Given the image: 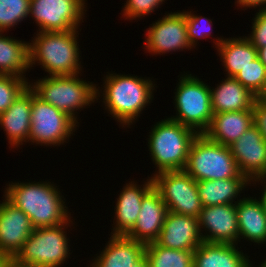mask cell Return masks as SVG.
I'll list each match as a JSON object with an SVG mask.
<instances>
[{
	"label": "cell",
	"mask_w": 266,
	"mask_h": 267,
	"mask_svg": "<svg viewBox=\"0 0 266 267\" xmlns=\"http://www.w3.org/2000/svg\"><path fill=\"white\" fill-rule=\"evenodd\" d=\"M60 194L50 182H18L9 183L4 196L28 215L35 228H42L62 225L71 219Z\"/></svg>",
	"instance_id": "obj_1"
},
{
	"label": "cell",
	"mask_w": 266,
	"mask_h": 267,
	"mask_svg": "<svg viewBox=\"0 0 266 267\" xmlns=\"http://www.w3.org/2000/svg\"><path fill=\"white\" fill-rule=\"evenodd\" d=\"M77 29L58 32H37L29 43V67L40 63L50 75L79 74Z\"/></svg>",
	"instance_id": "obj_2"
},
{
	"label": "cell",
	"mask_w": 266,
	"mask_h": 267,
	"mask_svg": "<svg viewBox=\"0 0 266 267\" xmlns=\"http://www.w3.org/2000/svg\"><path fill=\"white\" fill-rule=\"evenodd\" d=\"M103 102L109 113L122 125H131L150 100L154 85L150 79L109 74L105 77ZM131 123V124H130Z\"/></svg>",
	"instance_id": "obj_3"
},
{
	"label": "cell",
	"mask_w": 266,
	"mask_h": 267,
	"mask_svg": "<svg viewBox=\"0 0 266 267\" xmlns=\"http://www.w3.org/2000/svg\"><path fill=\"white\" fill-rule=\"evenodd\" d=\"M149 133L148 146L157 173L184 170L190 146L198 133L170 118L157 122Z\"/></svg>",
	"instance_id": "obj_4"
},
{
	"label": "cell",
	"mask_w": 266,
	"mask_h": 267,
	"mask_svg": "<svg viewBox=\"0 0 266 267\" xmlns=\"http://www.w3.org/2000/svg\"><path fill=\"white\" fill-rule=\"evenodd\" d=\"M35 95L43 102L53 105L66 113L76 123L75 111L98 100L100 94L96 85L80 80L75 75H50L42 80L38 79L33 85L29 84ZM98 95V96H97Z\"/></svg>",
	"instance_id": "obj_5"
},
{
	"label": "cell",
	"mask_w": 266,
	"mask_h": 267,
	"mask_svg": "<svg viewBox=\"0 0 266 267\" xmlns=\"http://www.w3.org/2000/svg\"><path fill=\"white\" fill-rule=\"evenodd\" d=\"M196 182L237 178L241 172L230 147L198 134L193 140L184 169Z\"/></svg>",
	"instance_id": "obj_6"
},
{
	"label": "cell",
	"mask_w": 266,
	"mask_h": 267,
	"mask_svg": "<svg viewBox=\"0 0 266 267\" xmlns=\"http://www.w3.org/2000/svg\"><path fill=\"white\" fill-rule=\"evenodd\" d=\"M70 222L68 220L62 225L35 228L21 251L11 261V267L61 266L70 254L69 239L64 231Z\"/></svg>",
	"instance_id": "obj_7"
},
{
	"label": "cell",
	"mask_w": 266,
	"mask_h": 267,
	"mask_svg": "<svg viewBox=\"0 0 266 267\" xmlns=\"http://www.w3.org/2000/svg\"><path fill=\"white\" fill-rule=\"evenodd\" d=\"M180 79L174 100L178 112L170 119L203 134L214 115L210 87L191 74L182 75Z\"/></svg>",
	"instance_id": "obj_8"
},
{
	"label": "cell",
	"mask_w": 266,
	"mask_h": 267,
	"mask_svg": "<svg viewBox=\"0 0 266 267\" xmlns=\"http://www.w3.org/2000/svg\"><path fill=\"white\" fill-rule=\"evenodd\" d=\"M152 179L168 211L199 217L203 205L197 182L185 170L155 173Z\"/></svg>",
	"instance_id": "obj_9"
},
{
	"label": "cell",
	"mask_w": 266,
	"mask_h": 267,
	"mask_svg": "<svg viewBox=\"0 0 266 267\" xmlns=\"http://www.w3.org/2000/svg\"><path fill=\"white\" fill-rule=\"evenodd\" d=\"M77 123L66 113L43 102L32 90L30 142L60 145L74 132Z\"/></svg>",
	"instance_id": "obj_10"
},
{
	"label": "cell",
	"mask_w": 266,
	"mask_h": 267,
	"mask_svg": "<svg viewBox=\"0 0 266 267\" xmlns=\"http://www.w3.org/2000/svg\"><path fill=\"white\" fill-rule=\"evenodd\" d=\"M84 4V0H30L29 16L39 32L69 31L78 29L86 12Z\"/></svg>",
	"instance_id": "obj_11"
},
{
	"label": "cell",
	"mask_w": 266,
	"mask_h": 267,
	"mask_svg": "<svg viewBox=\"0 0 266 267\" xmlns=\"http://www.w3.org/2000/svg\"><path fill=\"white\" fill-rule=\"evenodd\" d=\"M239 171L250 182L266 183V140L253 124L230 146Z\"/></svg>",
	"instance_id": "obj_12"
},
{
	"label": "cell",
	"mask_w": 266,
	"mask_h": 267,
	"mask_svg": "<svg viewBox=\"0 0 266 267\" xmlns=\"http://www.w3.org/2000/svg\"><path fill=\"white\" fill-rule=\"evenodd\" d=\"M146 48L149 53L163 54L170 51L191 49L188 39L185 12L168 13L147 30Z\"/></svg>",
	"instance_id": "obj_13"
},
{
	"label": "cell",
	"mask_w": 266,
	"mask_h": 267,
	"mask_svg": "<svg viewBox=\"0 0 266 267\" xmlns=\"http://www.w3.org/2000/svg\"><path fill=\"white\" fill-rule=\"evenodd\" d=\"M4 200L0 203V254L11 262L35 227L26 213Z\"/></svg>",
	"instance_id": "obj_14"
},
{
	"label": "cell",
	"mask_w": 266,
	"mask_h": 267,
	"mask_svg": "<svg viewBox=\"0 0 266 267\" xmlns=\"http://www.w3.org/2000/svg\"><path fill=\"white\" fill-rule=\"evenodd\" d=\"M198 221L203 241L224 244H237L239 241L236 204L203 207ZM201 228L209 231V235H203Z\"/></svg>",
	"instance_id": "obj_15"
},
{
	"label": "cell",
	"mask_w": 266,
	"mask_h": 267,
	"mask_svg": "<svg viewBox=\"0 0 266 267\" xmlns=\"http://www.w3.org/2000/svg\"><path fill=\"white\" fill-rule=\"evenodd\" d=\"M155 242L170 249L195 251L203 242L198 218L168 211Z\"/></svg>",
	"instance_id": "obj_16"
},
{
	"label": "cell",
	"mask_w": 266,
	"mask_h": 267,
	"mask_svg": "<svg viewBox=\"0 0 266 267\" xmlns=\"http://www.w3.org/2000/svg\"><path fill=\"white\" fill-rule=\"evenodd\" d=\"M168 213L166 203L153 186L142 198L141 210L133 229L126 235L145 245L158 238Z\"/></svg>",
	"instance_id": "obj_17"
},
{
	"label": "cell",
	"mask_w": 266,
	"mask_h": 267,
	"mask_svg": "<svg viewBox=\"0 0 266 267\" xmlns=\"http://www.w3.org/2000/svg\"><path fill=\"white\" fill-rule=\"evenodd\" d=\"M32 89L28 86L13 102L0 114V125L6 131L9 144L18 146L29 141L31 130Z\"/></svg>",
	"instance_id": "obj_18"
},
{
	"label": "cell",
	"mask_w": 266,
	"mask_h": 267,
	"mask_svg": "<svg viewBox=\"0 0 266 267\" xmlns=\"http://www.w3.org/2000/svg\"><path fill=\"white\" fill-rule=\"evenodd\" d=\"M153 186L152 177L147 179L142 188L134 182L124 186L115 206L113 235H127L133 229L140 214L142 198Z\"/></svg>",
	"instance_id": "obj_19"
},
{
	"label": "cell",
	"mask_w": 266,
	"mask_h": 267,
	"mask_svg": "<svg viewBox=\"0 0 266 267\" xmlns=\"http://www.w3.org/2000/svg\"><path fill=\"white\" fill-rule=\"evenodd\" d=\"M252 125V110L214 113L209 128L203 134L209 140L229 147Z\"/></svg>",
	"instance_id": "obj_20"
},
{
	"label": "cell",
	"mask_w": 266,
	"mask_h": 267,
	"mask_svg": "<svg viewBox=\"0 0 266 267\" xmlns=\"http://www.w3.org/2000/svg\"><path fill=\"white\" fill-rule=\"evenodd\" d=\"M146 245L126 235H112L92 267H134L144 255Z\"/></svg>",
	"instance_id": "obj_21"
},
{
	"label": "cell",
	"mask_w": 266,
	"mask_h": 267,
	"mask_svg": "<svg viewBox=\"0 0 266 267\" xmlns=\"http://www.w3.org/2000/svg\"><path fill=\"white\" fill-rule=\"evenodd\" d=\"M213 113L252 110L257 98L234 77H227L216 87L210 88Z\"/></svg>",
	"instance_id": "obj_22"
},
{
	"label": "cell",
	"mask_w": 266,
	"mask_h": 267,
	"mask_svg": "<svg viewBox=\"0 0 266 267\" xmlns=\"http://www.w3.org/2000/svg\"><path fill=\"white\" fill-rule=\"evenodd\" d=\"M194 267H252L235 244L203 241L193 253Z\"/></svg>",
	"instance_id": "obj_23"
},
{
	"label": "cell",
	"mask_w": 266,
	"mask_h": 267,
	"mask_svg": "<svg viewBox=\"0 0 266 267\" xmlns=\"http://www.w3.org/2000/svg\"><path fill=\"white\" fill-rule=\"evenodd\" d=\"M239 227V239L244 237L255 243L266 242V214L260 202L253 198H243L234 202Z\"/></svg>",
	"instance_id": "obj_24"
},
{
	"label": "cell",
	"mask_w": 266,
	"mask_h": 267,
	"mask_svg": "<svg viewBox=\"0 0 266 267\" xmlns=\"http://www.w3.org/2000/svg\"><path fill=\"white\" fill-rule=\"evenodd\" d=\"M250 181L240 174L237 178L197 181L203 207L233 204V200Z\"/></svg>",
	"instance_id": "obj_25"
},
{
	"label": "cell",
	"mask_w": 266,
	"mask_h": 267,
	"mask_svg": "<svg viewBox=\"0 0 266 267\" xmlns=\"http://www.w3.org/2000/svg\"><path fill=\"white\" fill-rule=\"evenodd\" d=\"M227 77H234L242 68L258 58L257 49L245 38L215 39Z\"/></svg>",
	"instance_id": "obj_26"
},
{
	"label": "cell",
	"mask_w": 266,
	"mask_h": 267,
	"mask_svg": "<svg viewBox=\"0 0 266 267\" xmlns=\"http://www.w3.org/2000/svg\"><path fill=\"white\" fill-rule=\"evenodd\" d=\"M29 67V43L0 32V74L23 77Z\"/></svg>",
	"instance_id": "obj_27"
},
{
	"label": "cell",
	"mask_w": 266,
	"mask_h": 267,
	"mask_svg": "<svg viewBox=\"0 0 266 267\" xmlns=\"http://www.w3.org/2000/svg\"><path fill=\"white\" fill-rule=\"evenodd\" d=\"M193 253L166 248L156 242L147 244L144 251L149 267H194Z\"/></svg>",
	"instance_id": "obj_28"
},
{
	"label": "cell",
	"mask_w": 266,
	"mask_h": 267,
	"mask_svg": "<svg viewBox=\"0 0 266 267\" xmlns=\"http://www.w3.org/2000/svg\"><path fill=\"white\" fill-rule=\"evenodd\" d=\"M234 78L257 98L266 97V67L259 58L242 68Z\"/></svg>",
	"instance_id": "obj_29"
},
{
	"label": "cell",
	"mask_w": 266,
	"mask_h": 267,
	"mask_svg": "<svg viewBox=\"0 0 266 267\" xmlns=\"http://www.w3.org/2000/svg\"><path fill=\"white\" fill-rule=\"evenodd\" d=\"M29 10L30 0H0V32L21 23Z\"/></svg>",
	"instance_id": "obj_30"
},
{
	"label": "cell",
	"mask_w": 266,
	"mask_h": 267,
	"mask_svg": "<svg viewBox=\"0 0 266 267\" xmlns=\"http://www.w3.org/2000/svg\"><path fill=\"white\" fill-rule=\"evenodd\" d=\"M26 77L0 74V114L5 112L29 86Z\"/></svg>",
	"instance_id": "obj_31"
},
{
	"label": "cell",
	"mask_w": 266,
	"mask_h": 267,
	"mask_svg": "<svg viewBox=\"0 0 266 267\" xmlns=\"http://www.w3.org/2000/svg\"><path fill=\"white\" fill-rule=\"evenodd\" d=\"M185 19H186L188 39L190 41L191 47L197 44L195 43L198 41L197 38L198 39L203 38V37L205 38L211 35L210 28L212 27V23H211L212 21L210 19L208 18L206 19V17L194 15L193 13H191V11L190 12L185 11ZM203 20L206 21L207 25L209 24L207 26L208 28L206 32H204V28H202L203 26L200 25L201 22H204Z\"/></svg>",
	"instance_id": "obj_32"
},
{
	"label": "cell",
	"mask_w": 266,
	"mask_h": 267,
	"mask_svg": "<svg viewBox=\"0 0 266 267\" xmlns=\"http://www.w3.org/2000/svg\"><path fill=\"white\" fill-rule=\"evenodd\" d=\"M163 1L164 0H127L123 10V16L130 20L144 15L147 16V14L152 11L154 12V9L158 8Z\"/></svg>",
	"instance_id": "obj_33"
},
{
	"label": "cell",
	"mask_w": 266,
	"mask_h": 267,
	"mask_svg": "<svg viewBox=\"0 0 266 267\" xmlns=\"http://www.w3.org/2000/svg\"><path fill=\"white\" fill-rule=\"evenodd\" d=\"M252 22V33L246 37L250 43L258 50L266 46V11L259 9Z\"/></svg>",
	"instance_id": "obj_34"
},
{
	"label": "cell",
	"mask_w": 266,
	"mask_h": 267,
	"mask_svg": "<svg viewBox=\"0 0 266 267\" xmlns=\"http://www.w3.org/2000/svg\"><path fill=\"white\" fill-rule=\"evenodd\" d=\"M253 124L266 140V97L256 98L252 107Z\"/></svg>",
	"instance_id": "obj_35"
},
{
	"label": "cell",
	"mask_w": 266,
	"mask_h": 267,
	"mask_svg": "<svg viewBox=\"0 0 266 267\" xmlns=\"http://www.w3.org/2000/svg\"><path fill=\"white\" fill-rule=\"evenodd\" d=\"M237 4H239L240 7H256V6H264V8L262 7L261 10H265L266 8V0H237L236 1Z\"/></svg>",
	"instance_id": "obj_36"
},
{
	"label": "cell",
	"mask_w": 266,
	"mask_h": 267,
	"mask_svg": "<svg viewBox=\"0 0 266 267\" xmlns=\"http://www.w3.org/2000/svg\"><path fill=\"white\" fill-rule=\"evenodd\" d=\"M258 52V58L260 59V61L264 64V66L266 67V46L259 48L257 50Z\"/></svg>",
	"instance_id": "obj_37"
},
{
	"label": "cell",
	"mask_w": 266,
	"mask_h": 267,
	"mask_svg": "<svg viewBox=\"0 0 266 267\" xmlns=\"http://www.w3.org/2000/svg\"><path fill=\"white\" fill-rule=\"evenodd\" d=\"M134 267H149L148 261L145 257V255H143L135 264Z\"/></svg>",
	"instance_id": "obj_38"
},
{
	"label": "cell",
	"mask_w": 266,
	"mask_h": 267,
	"mask_svg": "<svg viewBox=\"0 0 266 267\" xmlns=\"http://www.w3.org/2000/svg\"><path fill=\"white\" fill-rule=\"evenodd\" d=\"M265 189L263 190L264 192L262 193L261 199L259 200L261 207L263 208V211L266 214V185L264 187Z\"/></svg>",
	"instance_id": "obj_39"
},
{
	"label": "cell",
	"mask_w": 266,
	"mask_h": 267,
	"mask_svg": "<svg viewBox=\"0 0 266 267\" xmlns=\"http://www.w3.org/2000/svg\"><path fill=\"white\" fill-rule=\"evenodd\" d=\"M0 267H11V262L2 254H0Z\"/></svg>",
	"instance_id": "obj_40"
},
{
	"label": "cell",
	"mask_w": 266,
	"mask_h": 267,
	"mask_svg": "<svg viewBox=\"0 0 266 267\" xmlns=\"http://www.w3.org/2000/svg\"><path fill=\"white\" fill-rule=\"evenodd\" d=\"M259 267H266V259L264 260V262H262L261 266Z\"/></svg>",
	"instance_id": "obj_41"
}]
</instances>
